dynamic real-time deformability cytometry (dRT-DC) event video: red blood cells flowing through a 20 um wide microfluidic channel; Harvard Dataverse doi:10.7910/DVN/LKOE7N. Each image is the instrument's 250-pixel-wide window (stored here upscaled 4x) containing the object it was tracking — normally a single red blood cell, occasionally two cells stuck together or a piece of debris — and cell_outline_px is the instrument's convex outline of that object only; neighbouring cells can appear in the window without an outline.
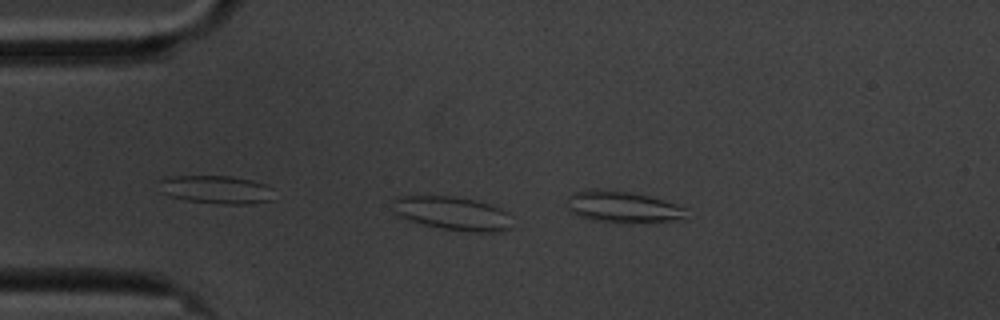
{"species": "common noctule bat (a hibernating species)", "species_latin": "Nyctalus noctula", "temperature_condition": "cold", "stored_images_in_passage": 4, "camera_frame_rate_fps": 3000, "um_per_image_px": 0.085, "animal": {"sex": "male", "body_mass_g": 20.1, "forearm_length_mm": 53.5}, "frame": {"image": 1, "passage_image": 3, "time_ms": 0.667, "image_size_px": [1000, 320], "cell_outline_px": [[512, 228], [492, 232], [472, 232], [440, 228], [408, 220], [392, 212], [392, 200], [396, 196], [452, 196], [476, 200], [500, 208], [508, 212], [512, 216]], "centroid_in_image_um": [38.46, 18.13], "position_along_channel_um": 46.5, "area_um2": 23.64}}